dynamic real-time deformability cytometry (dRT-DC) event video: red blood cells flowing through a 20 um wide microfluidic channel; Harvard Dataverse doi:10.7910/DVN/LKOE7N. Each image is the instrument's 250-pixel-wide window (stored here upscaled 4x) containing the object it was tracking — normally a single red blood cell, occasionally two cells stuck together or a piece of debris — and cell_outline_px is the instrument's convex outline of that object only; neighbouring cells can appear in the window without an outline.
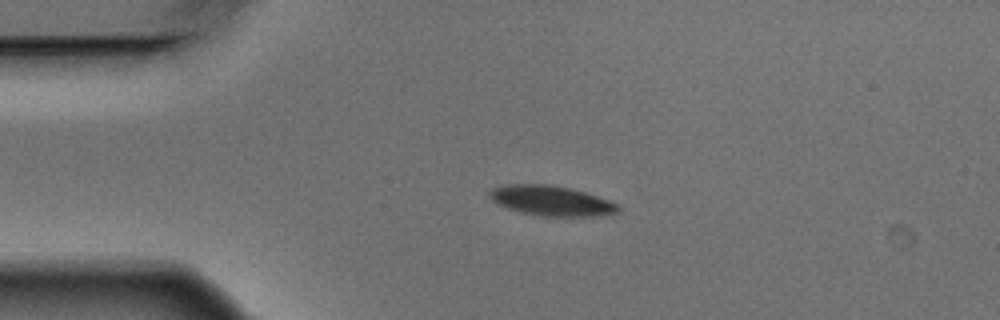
{"species": "Egyptian fruit bat (a non-hibernating species)", "species_latin": "Rousettus aegyptiacus", "temperature_condition": "warm", "stored_images_in_passage": 3, "camera_frame_rate_fps": 3000, "um_per_image_px": 0.085, "animal": {"sex": "male"}, "frame": {"image": 1, "passage_image": 2, "time_ms": 0.333, "image_size_px": [1000, 320], "cell_outline_px": [[624, 208], [620, 212], [604, 216], [540, 216], [520, 212], [496, 204], [488, 196], [488, 192], [492, 188], [504, 184], [548, 184], [572, 188], [620, 204]], "centroid_in_image_um": [46.89, 17.07], "position_along_channel_um": 38.1, "area_um2": 22.95}}